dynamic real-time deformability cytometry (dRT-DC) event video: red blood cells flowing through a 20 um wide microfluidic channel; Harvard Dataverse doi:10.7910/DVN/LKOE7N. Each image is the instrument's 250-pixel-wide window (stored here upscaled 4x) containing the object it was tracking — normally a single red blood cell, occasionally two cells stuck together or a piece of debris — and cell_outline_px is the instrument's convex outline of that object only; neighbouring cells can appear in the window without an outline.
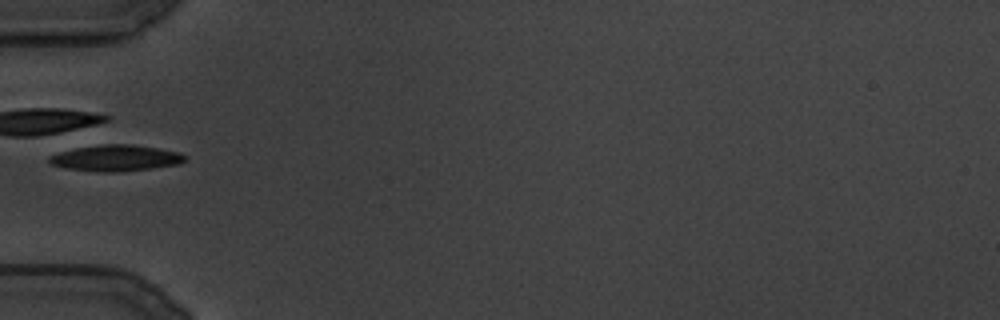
{"species": "common noctule bat (a hibernating species)", "species_latin": "Nyctalus noctula", "temperature_condition": "cold", "stored_images_in_passage": 83, "camera_frame_rate_fps": 3000, "um_per_image_px": 0.085, "animal": {"sex": "male", "body_mass_g": 19.5, "forearm_length_mm": 54.6}, "frame": {"image": 1, "passage_image": 1, "time_ms": 0.0, "image_size_px": [1000, 320], "cell_outline_px": [[184, 160], [180, 164], [124, 172], [96, 172], [68, 168], [52, 164], [48, 160], [48, 156], [60, 152], [76, 148], [104, 144], [132, 144], [180, 152], [184, 156]], "centroid_in_image_um": [9.85, 13.44], "position_along_channel_um": 75.2, "area_um2": 20.58}}